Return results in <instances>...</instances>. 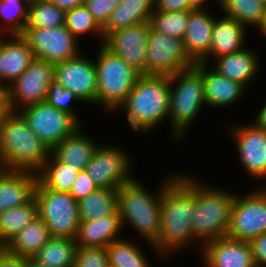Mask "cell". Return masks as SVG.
Returning <instances> with one entry per match:
<instances>
[{"label":"cell","instance_id":"obj_1","mask_svg":"<svg viewBox=\"0 0 266 267\" xmlns=\"http://www.w3.org/2000/svg\"><path fill=\"white\" fill-rule=\"evenodd\" d=\"M163 181L161 197V225L159 236L152 244L156 255L169 259L171 253L181 251L195 242L192 218L195 214V178L175 174Z\"/></svg>","mask_w":266,"mask_h":267},{"label":"cell","instance_id":"obj_2","mask_svg":"<svg viewBox=\"0 0 266 267\" xmlns=\"http://www.w3.org/2000/svg\"><path fill=\"white\" fill-rule=\"evenodd\" d=\"M169 107L170 77L141 75L117 110H123L134 131L145 134L168 118Z\"/></svg>","mask_w":266,"mask_h":267},{"label":"cell","instance_id":"obj_3","mask_svg":"<svg viewBox=\"0 0 266 267\" xmlns=\"http://www.w3.org/2000/svg\"><path fill=\"white\" fill-rule=\"evenodd\" d=\"M50 149L30 130L18 112H11L0 128V162L3 169L38 173Z\"/></svg>","mask_w":266,"mask_h":267},{"label":"cell","instance_id":"obj_4","mask_svg":"<svg viewBox=\"0 0 266 267\" xmlns=\"http://www.w3.org/2000/svg\"><path fill=\"white\" fill-rule=\"evenodd\" d=\"M134 177L131 181L124 183L117 189L118 212L122 227L129 224L140 233L150 244L153 251L156 250L152 244L159 236L161 225V197L163 182L154 193L149 191L141 180ZM159 189V190H158Z\"/></svg>","mask_w":266,"mask_h":267},{"label":"cell","instance_id":"obj_5","mask_svg":"<svg viewBox=\"0 0 266 267\" xmlns=\"http://www.w3.org/2000/svg\"><path fill=\"white\" fill-rule=\"evenodd\" d=\"M195 177V214L192 228L195 241L201 247L210 241L226 237L230 227L236 194L198 182ZM199 239V240H198Z\"/></svg>","mask_w":266,"mask_h":267},{"label":"cell","instance_id":"obj_6","mask_svg":"<svg viewBox=\"0 0 266 267\" xmlns=\"http://www.w3.org/2000/svg\"><path fill=\"white\" fill-rule=\"evenodd\" d=\"M170 107L168 121L171 123L172 139L179 142L206 105L202 74L195 68L170 75ZM177 83V84H176ZM201 109V110H200Z\"/></svg>","mask_w":266,"mask_h":267},{"label":"cell","instance_id":"obj_7","mask_svg":"<svg viewBox=\"0 0 266 267\" xmlns=\"http://www.w3.org/2000/svg\"><path fill=\"white\" fill-rule=\"evenodd\" d=\"M95 61L97 104L106 111H115L126 100L141 74L103 44Z\"/></svg>","mask_w":266,"mask_h":267},{"label":"cell","instance_id":"obj_8","mask_svg":"<svg viewBox=\"0 0 266 267\" xmlns=\"http://www.w3.org/2000/svg\"><path fill=\"white\" fill-rule=\"evenodd\" d=\"M38 216L47 225L51 237L74 239L80 223L78 201L69 192L45 188L39 181L35 187Z\"/></svg>","mask_w":266,"mask_h":267},{"label":"cell","instance_id":"obj_9","mask_svg":"<svg viewBox=\"0 0 266 267\" xmlns=\"http://www.w3.org/2000/svg\"><path fill=\"white\" fill-rule=\"evenodd\" d=\"M18 113L50 151L82 125L71 115L54 108L45 101L26 106Z\"/></svg>","mask_w":266,"mask_h":267},{"label":"cell","instance_id":"obj_10","mask_svg":"<svg viewBox=\"0 0 266 267\" xmlns=\"http://www.w3.org/2000/svg\"><path fill=\"white\" fill-rule=\"evenodd\" d=\"M260 188L246 195L236 193L228 238L249 242L266 232V185Z\"/></svg>","mask_w":266,"mask_h":267},{"label":"cell","instance_id":"obj_11","mask_svg":"<svg viewBox=\"0 0 266 267\" xmlns=\"http://www.w3.org/2000/svg\"><path fill=\"white\" fill-rule=\"evenodd\" d=\"M54 81V64L34 58L28 68L5 91L11 111L45 101Z\"/></svg>","mask_w":266,"mask_h":267},{"label":"cell","instance_id":"obj_12","mask_svg":"<svg viewBox=\"0 0 266 267\" xmlns=\"http://www.w3.org/2000/svg\"><path fill=\"white\" fill-rule=\"evenodd\" d=\"M194 66L195 63L186 53L183 39L169 37L150 27L146 75L170 76Z\"/></svg>","mask_w":266,"mask_h":267},{"label":"cell","instance_id":"obj_13","mask_svg":"<svg viewBox=\"0 0 266 267\" xmlns=\"http://www.w3.org/2000/svg\"><path fill=\"white\" fill-rule=\"evenodd\" d=\"M120 148L112 144H99L85 167L86 173L99 188L118 189L135 177L130 171V154Z\"/></svg>","mask_w":266,"mask_h":267},{"label":"cell","instance_id":"obj_14","mask_svg":"<svg viewBox=\"0 0 266 267\" xmlns=\"http://www.w3.org/2000/svg\"><path fill=\"white\" fill-rule=\"evenodd\" d=\"M34 57L52 64L75 58L80 54L78 40L64 25L55 28H25L21 34Z\"/></svg>","mask_w":266,"mask_h":267},{"label":"cell","instance_id":"obj_15","mask_svg":"<svg viewBox=\"0 0 266 267\" xmlns=\"http://www.w3.org/2000/svg\"><path fill=\"white\" fill-rule=\"evenodd\" d=\"M81 55L54 64V81L71 90L82 103L97 105L95 60Z\"/></svg>","mask_w":266,"mask_h":267},{"label":"cell","instance_id":"obj_16","mask_svg":"<svg viewBox=\"0 0 266 267\" xmlns=\"http://www.w3.org/2000/svg\"><path fill=\"white\" fill-rule=\"evenodd\" d=\"M149 22L136 24L125 29L110 32L103 45L122 58L141 75H146L147 41Z\"/></svg>","mask_w":266,"mask_h":267},{"label":"cell","instance_id":"obj_17","mask_svg":"<svg viewBox=\"0 0 266 267\" xmlns=\"http://www.w3.org/2000/svg\"><path fill=\"white\" fill-rule=\"evenodd\" d=\"M239 125L227 131L237 143L240 161L253 180L266 181V131L252 123Z\"/></svg>","mask_w":266,"mask_h":267},{"label":"cell","instance_id":"obj_18","mask_svg":"<svg viewBox=\"0 0 266 267\" xmlns=\"http://www.w3.org/2000/svg\"><path fill=\"white\" fill-rule=\"evenodd\" d=\"M205 267H256L248 241L221 237L200 247Z\"/></svg>","mask_w":266,"mask_h":267},{"label":"cell","instance_id":"obj_19","mask_svg":"<svg viewBox=\"0 0 266 267\" xmlns=\"http://www.w3.org/2000/svg\"><path fill=\"white\" fill-rule=\"evenodd\" d=\"M9 37L8 34L0 35V88L2 90L11 85L35 58L27 40L21 34H13Z\"/></svg>","mask_w":266,"mask_h":267},{"label":"cell","instance_id":"obj_20","mask_svg":"<svg viewBox=\"0 0 266 267\" xmlns=\"http://www.w3.org/2000/svg\"><path fill=\"white\" fill-rule=\"evenodd\" d=\"M208 66L211 65L202 62L195 63L194 66L203 77L206 105L217 109L239 102L248 88L240 82L224 77L211 67L209 70Z\"/></svg>","mask_w":266,"mask_h":267},{"label":"cell","instance_id":"obj_21","mask_svg":"<svg viewBox=\"0 0 266 267\" xmlns=\"http://www.w3.org/2000/svg\"><path fill=\"white\" fill-rule=\"evenodd\" d=\"M206 9L189 10L183 38L187 55L194 63L202 62L210 53L214 16Z\"/></svg>","mask_w":266,"mask_h":267},{"label":"cell","instance_id":"obj_22","mask_svg":"<svg viewBox=\"0 0 266 267\" xmlns=\"http://www.w3.org/2000/svg\"><path fill=\"white\" fill-rule=\"evenodd\" d=\"M37 181L36 173L3 169L0 173V213L30 202Z\"/></svg>","mask_w":266,"mask_h":267},{"label":"cell","instance_id":"obj_23","mask_svg":"<svg viewBox=\"0 0 266 267\" xmlns=\"http://www.w3.org/2000/svg\"><path fill=\"white\" fill-rule=\"evenodd\" d=\"M246 35V27L236 19L228 16L215 18L210 53L202 63L210 65L211 59L242 50L246 47L244 46Z\"/></svg>","mask_w":266,"mask_h":267},{"label":"cell","instance_id":"obj_24","mask_svg":"<svg viewBox=\"0 0 266 267\" xmlns=\"http://www.w3.org/2000/svg\"><path fill=\"white\" fill-rule=\"evenodd\" d=\"M123 230L119 214L101 219L80 221L74 238L77 247H106L113 241L123 239Z\"/></svg>","mask_w":266,"mask_h":267},{"label":"cell","instance_id":"obj_25","mask_svg":"<svg viewBox=\"0 0 266 267\" xmlns=\"http://www.w3.org/2000/svg\"><path fill=\"white\" fill-rule=\"evenodd\" d=\"M256 54L251 48L245 47L238 52L214 59L212 68L224 77L240 82L247 88L260 71L259 65L261 64Z\"/></svg>","mask_w":266,"mask_h":267},{"label":"cell","instance_id":"obj_26","mask_svg":"<svg viewBox=\"0 0 266 267\" xmlns=\"http://www.w3.org/2000/svg\"><path fill=\"white\" fill-rule=\"evenodd\" d=\"M98 143L88 137L82 131V126L77 128L71 135L59 142L51 153L61 162L75 168L84 170L92 159Z\"/></svg>","mask_w":266,"mask_h":267},{"label":"cell","instance_id":"obj_27","mask_svg":"<svg viewBox=\"0 0 266 267\" xmlns=\"http://www.w3.org/2000/svg\"><path fill=\"white\" fill-rule=\"evenodd\" d=\"M154 11V0H121L102 27L104 38L110 32L149 22Z\"/></svg>","mask_w":266,"mask_h":267},{"label":"cell","instance_id":"obj_28","mask_svg":"<svg viewBox=\"0 0 266 267\" xmlns=\"http://www.w3.org/2000/svg\"><path fill=\"white\" fill-rule=\"evenodd\" d=\"M50 238L47 225L37 216L8 242L7 251L24 259L33 258Z\"/></svg>","mask_w":266,"mask_h":267},{"label":"cell","instance_id":"obj_29","mask_svg":"<svg viewBox=\"0 0 266 267\" xmlns=\"http://www.w3.org/2000/svg\"><path fill=\"white\" fill-rule=\"evenodd\" d=\"M80 221L101 219L119 214L117 189L98 188L85 198L78 201Z\"/></svg>","mask_w":266,"mask_h":267},{"label":"cell","instance_id":"obj_30","mask_svg":"<svg viewBox=\"0 0 266 267\" xmlns=\"http://www.w3.org/2000/svg\"><path fill=\"white\" fill-rule=\"evenodd\" d=\"M77 245L68 237H51L33 257L47 267H73Z\"/></svg>","mask_w":266,"mask_h":267},{"label":"cell","instance_id":"obj_31","mask_svg":"<svg viewBox=\"0 0 266 267\" xmlns=\"http://www.w3.org/2000/svg\"><path fill=\"white\" fill-rule=\"evenodd\" d=\"M78 173V170L59 161L50 153L37 175L38 181L45 188L59 192H69Z\"/></svg>","mask_w":266,"mask_h":267},{"label":"cell","instance_id":"obj_32","mask_svg":"<svg viewBox=\"0 0 266 267\" xmlns=\"http://www.w3.org/2000/svg\"><path fill=\"white\" fill-rule=\"evenodd\" d=\"M220 11L236 19L243 26L257 29L261 26L266 12V3L261 0H220Z\"/></svg>","mask_w":266,"mask_h":267},{"label":"cell","instance_id":"obj_33","mask_svg":"<svg viewBox=\"0 0 266 267\" xmlns=\"http://www.w3.org/2000/svg\"><path fill=\"white\" fill-rule=\"evenodd\" d=\"M38 216L37 201L33 198L25 205L7 209L0 213V236L8 242L35 217Z\"/></svg>","mask_w":266,"mask_h":267},{"label":"cell","instance_id":"obj_34","mask_svg":"<svg viewBox=\"0 0 266 267\" xmlns=\"http://www.w3.org/2000/svg\"><path fill=\"white\" fill-rule=\"evenodd\" d=\"M109 267H151L140 246L128 239L111 242L106 247Z\"/></svg>","mask_w":266,"mask_h":267},{"label":"cell","instance_id":"obj_35","mask_svg":"<svg viewBox=\"0 0 266 267\" xmlns=\"http://www.w3.org/2000/svg\"><path fill=\"white\" fill-rule=\"evenodd\" d=\"M29 3L30 0H0V21L3 20V25L0 23V35L24 32L28 21Z\"/></svg>","mask_w":266,"mask_h":267},{"label":"cell","instance_id":"obj_36","mask_svg":"<svg viewBox=\"0 0 266 267\" xmlns=\"http://www.w3.org/2000/svg\"><path fill=\"white\" fill-rule=\"evenodd\" d=\"M65 11L51 0H30L26 28H55L64 25Z\"/></svg>","mask_w":266,"mask_h":267},{"label":"cell","instance_id":"obj_37","mask_svg":"<svg viewBox=\"0 0 266 267\" xmlns=\"http://www.w3.org/2000/svg\"><path fill=\"white\" fill-rule=\"evenodd\" d=\"M64 26L77 40L83 34L85 36V34L94 33L101 38L100 45L104 42L102 27L84 4L65 11Z\"/></svg>","mask_w":266,"mask_h":267},{"label":"cell","instance_id":"obj_38","mask_svg":"<svg viewBox=\"0 0 266 267\" xmlns=\"http://www.w3.org/2000/svg\"><path fill=\"white\" fill-rule=\"evenodd\" d=\"M189 19V10L185 11H154L149 24L150 27L169 37L183 39Z\"/></svg>","mask_w":266,"mask_h":267},{"label":"cell","instance_id":"obj_39","mask_svg":"<svg viewBox=\"0 0 266 267\" xmlns=\"http://www.w3.org/2000/svg\"><path fill=\"white\" fill-rule=\"evenodd\" d=\"M72 101L81 102L71 90L65 89L56 81H53L50 84L45 102L54 108L71 115L80 124V120L77 117L78 115H76L77 113L71 105Z\"/></svg>","mask_w":266,"mask_h":267},{"label":"cell","instance_id":"obj_40","mask_svg":"<svg viewBox=\"0 0 266 267\" xmlns=\"http://www.w3.org/2000/svg\"><path fill=\"white\" fill-rule=\"evenodd\" d=\"M73 267H109L105 247H77Z\"/></svg>","mask_w":266,"mask_h":267},{"label":"cell","instance_id":"obj_41","mask_svg":"<svg viewBox=\"0 0 266 267\" xmlns=\"http://www.w3.org/2000/svg\"><path fill=\"white\" fill-rule=\"evenodd\" d=\"M120 2L121 0H84L83 4L98 24L103 27L107 23L111 12Z\"/></svg>","mask_w":266,"mask_h":267},{"label":"cell","instance_id":"obj_42","mask_svg":"<svg viewBox=\"0 0 266 267\" xmlns=\"http://www.w3.org/2000/svg\"><path fill=\"white\" fill-rule=\"evenodd\" d=\"M99 187L90 179L85 169L80 170L72 185L69 194L77 201L85 198Z\"/></svg>","mask_w":266,"mask_h":267},{"label":"cell","instance_id":"obj_43","mask_svg":"<svg viewBox=\"0 0 266 267\" xmlns=\"http://www.w3.org/2000/svg\"><path fill=\"white\" fill-rule=\"evenodd\" d=\"M256 267H266V232L249 241Z\"/></svg>","mask_w":266,"mask_h":267},{"label":"cell","instance_id":"obj_44","mask_svg":"<svg viewBox=\"0 0 266 267\" xmlns=\"http://www.w3.org/2000/svg\"><path fill=\"white\" fill-rule=\"evenodd\" d=\"M155 11H185L192 10L189 0H154Z\"/></svg>","mask_w":266,"mask_h":267},{"label":"cell","instance_id":"obj_45","mask_svg":"<svg viewBox=\"0 0 266 267\" xmlns=\"http://www.w3.org/2000/svg\"><path fill=\"white\" fill-rule=\"evenodd\" d=\"M0 267H27V259L18 257L6 251L0 255Z\"/></svg>","mask_w":266,"mask_h":267},{"label":"cell","instance_id":"obj_46","mask_svg":"<svg viewBox=\"0 0 266 267\" xmlns=\"http://www.w3.org/2000/svg\"><path fill=\"white\" fill-rule=\"evenodd\" d=\"M10 104L5 90H0V128L5 122V118L11 113Z\"/></svg>","mask_w":266,"mask_h":267},{"label":"cell","instance_id":"obj_47","mask_svg":"<svg viewBox=\"0 0 266 267\" xmlns=\"http://www.w3.org/2000/svg\"><path fill=\"white\" fill-rule=\"evenodd\" d=\"M60 9L67 11L83 5L84 0H51Z\"/></svg>","mask_w":266,"mask_h":267},{"label":"cell","instance_id":"obj_48","mask_svg":"<svg viewBox=\"0 0 266 267\" xmlns=\"http://www.w3.org/2000/svg\"><path fill=\"white\" fill-rule=\"evenodd\" d=\"M262 107L252 124L258 129L266 131V103Z\"/></svg>","mask_w":266,"mask_h":267},{"label":"cell","instance_id":"obj_49","mask_svg":"<svg viewBox=\"0 0 266 267\" xmlns=\"http://www.w3.org/2000/svg\"><path fill=\"white\" fill-rule=\"evenodd\" d=\"M207 1L209 0H189L190 3V8L192 10H196V9H206L205 6L207 4ZM216 3L218 4L217 6H220V0H215Z\"/></svg>","mask_w":266,"mask_h":267},{"label":"cell","instance_id":"obj_50","mask_svg":"<svg viewBox=\"0 0 266 267\" xmlns=\"http://www.w3.org/2000/svg\"><path fill=\"white\" fill-rule=\"evenodd\" d=\"M27 267H47V266L37 262L33 258H28L27 259Z\"/></svg>","mask_w":266,"mask_h":267},{"label":"cell","instance_id":"obj_51","mask_svg":"<svg viewBox=\"0 0 266 267\" xmlns=\"http://www.w3.org/2000/svg\"><path fill=\"white\" fill-rule=\"evenodd\" d=\"M258 32L263 37L266 36V12H265V15H264L263 22H262L261 26L258 28Z\"/></svg>","mask_w":266,"mask_h":267},{"label":"cell","instance_id":"obj_52","mask_svg":"<svg viewBox=\"0 0 266 267\" xmlns=\"http://www.w3.org/2000/svg\"><path fill=\"white\" fill-rule=\"evenodd\" d=\"M7 251V243L0 236V255Z\"/></svg>","mask_w":266,"mask_h":267},{"label":"cell","instance_id":"obj_53","mask_svg":"<svg viewBox=\"0 0 266 267\" xmlns=\"http://www.w3.org/2000/svg\"><path fill=\"white\" fill-rule=\"evenodd\" d=\"M2 170H3V165H2V163L0 162V173H1Z\"/></svg>","mask_w":266,"mask_h":267}]
</instances>
